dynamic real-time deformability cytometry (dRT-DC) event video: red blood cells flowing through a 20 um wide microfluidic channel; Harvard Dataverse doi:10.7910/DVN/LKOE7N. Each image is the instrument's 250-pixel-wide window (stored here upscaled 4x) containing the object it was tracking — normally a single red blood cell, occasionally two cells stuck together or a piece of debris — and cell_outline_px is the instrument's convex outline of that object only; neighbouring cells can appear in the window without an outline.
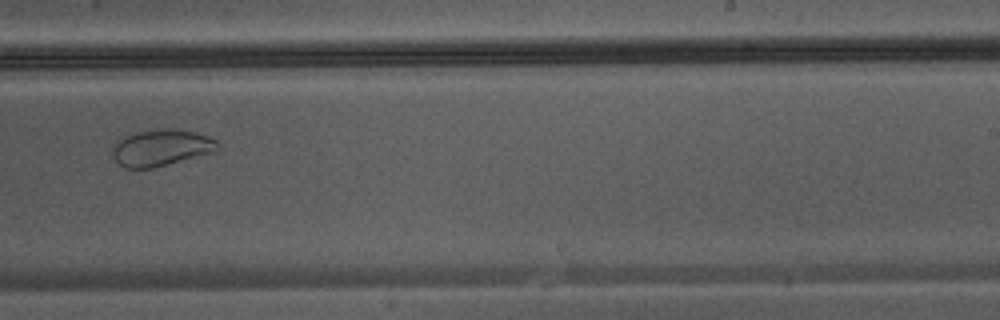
{"species": "Egyptian fruit bat (a non-hibernating species)", "species_latin": "Rousettus aegyptiacus", "temperature_condition": "warm", "stored_images_in_passage": 27, "camera_frame_rate_fps": 3000, "um_per_image_px": 0.085, "animal": {"sex": "male"}, "frame": {"image": 1, "passage_image": 17, "time_ms": 5.333, "image_size_px": [1000, 320], "cell_outline_px": [[220, 144], [212, 152], [152, 168], [124, 168], [112, 156], [112, 148], [124, 136], [136, 132], [164, 128], [172, 128], [196, 132], [208, 136], [216, 140]], "centroid_in_image_um": [13.69, 12.54], "position_along_channel_um": 275.3, "area_um2": 22.08}}